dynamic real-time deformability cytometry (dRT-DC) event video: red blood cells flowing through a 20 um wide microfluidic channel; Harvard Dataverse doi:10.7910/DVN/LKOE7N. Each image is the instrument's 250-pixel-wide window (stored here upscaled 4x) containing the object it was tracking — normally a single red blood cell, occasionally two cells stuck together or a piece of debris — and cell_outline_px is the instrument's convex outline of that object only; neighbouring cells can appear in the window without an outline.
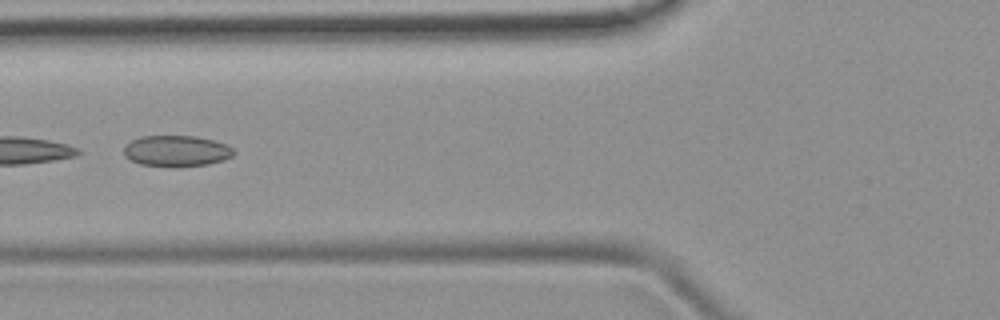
{"species": "common noctule bat (a hibernating species)", "species_latin": "Nyctalus noctula", "temperature_condition": "room temperature", "stored_images_in_passage": 5, "camera_frame_rate_fps": 3000, "um_per_image_px": 0.085, "animal": {"sex": "female", "body_mass_g": 19.9}, "frame": {"image": 1, "passage_image": 5, "time_ms": 5.333, "image_size_px": [1000, 320], "cell_outline_px": [[236, 152], [232, 156], [224, 160], [208, 164], [176, 168], [140, 164], [124, 156], [124, 148], [132, 140], [140, 136], [196, 136], [228, 144]], "centroid_in_image_um": [15.03, 12.84], "position_along_channel_um": 110.8, "area_um2": 20.11}}